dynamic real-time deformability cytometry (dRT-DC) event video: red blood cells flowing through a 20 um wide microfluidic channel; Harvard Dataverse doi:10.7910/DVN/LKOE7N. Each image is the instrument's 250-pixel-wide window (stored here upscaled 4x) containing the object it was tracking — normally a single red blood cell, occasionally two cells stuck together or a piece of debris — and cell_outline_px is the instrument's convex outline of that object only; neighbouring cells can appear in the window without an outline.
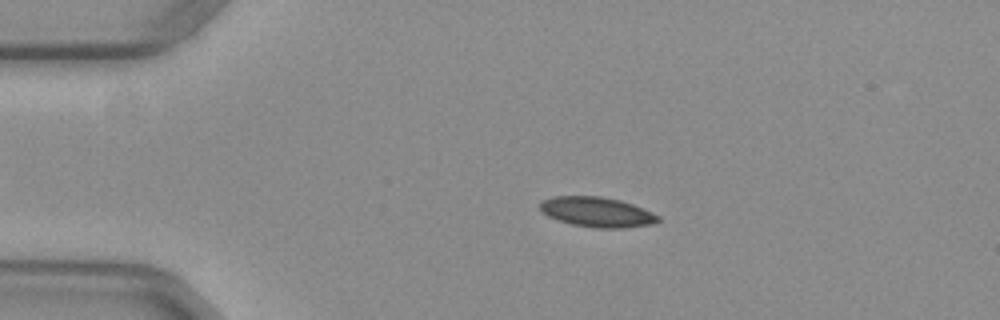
{"species": "common noctule bat (a hibernating species)", "species_latin": "Nyctalus noctula", "temperature_condition": "warm", "stored_images_in_passage": 52, "camera_frame_rate_fps": 3000, "um_per_image_px": 0.085, "animal": {"sex": "female", "body_mass_g": 29.2, "forearm_length_mm": 56.3}, "frame": {"image": 1, "passage_image": 11, "time_ms": 3.333, "image_size_px": [1000, 320], "cell_outline_px": [[660, 220], [652, 224], [624, 228], [596, 228], [572, 224], [556, 220], [540, 212], [540, 204], [544, 200], [552, 196], [600, 196], [620, 200], [632, 204], [652, 212], [660, 216]], "centroid_in_image_um": [50.73, 18.02], "position_along_channel_um": 34.3, "area_um2": 20.69}}
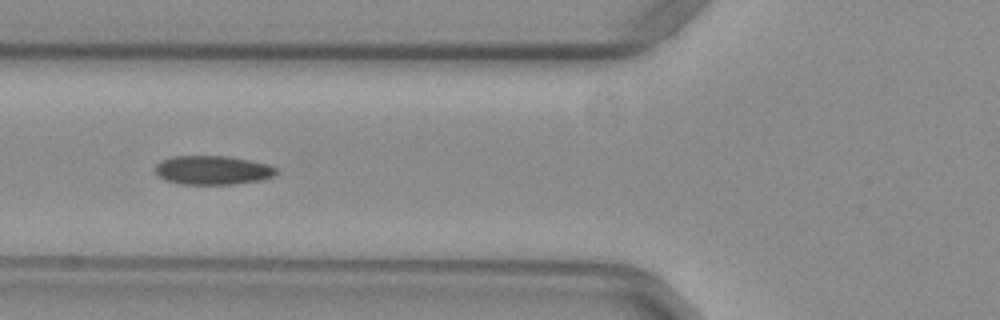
{"frame": {"image": 2, "passage_image": 20, "time_ms": 6.333, "image_size_px": [1000, 320], "cell_outline_px": [[276, 176], [260, 180], [236, 184], [180, 184], [164, 180], [156, 172], [156, 164], [160, 160], [172, 156], [228, 156], [268, 164], [276, 168]], "centroid_in_image_um": [18.07, 14.46], "position_along_channel_um": 107.7, "area_um2": 20.46}}
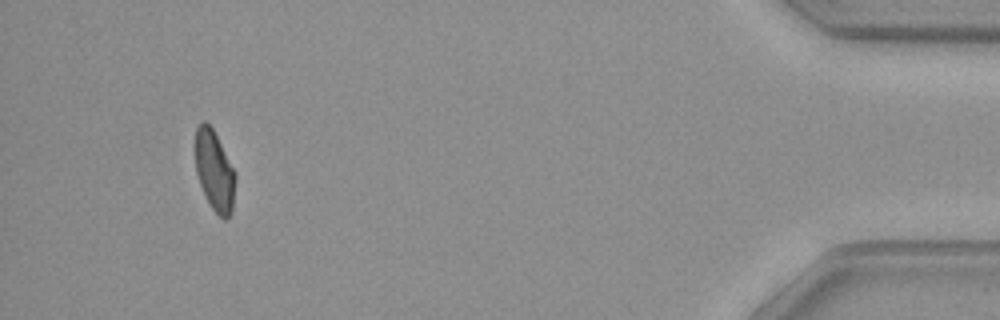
{"frame": {"image": 3, "passage_image": 49, "time_ms": 16.0, "image_size_px": [1000, 320], "cell_outline_px": [[236, 176], [232, 212], [228, 220], [224, 220], [212, 208], [200, 184], [196, 172], [192, 148], [196, 128], [200, 120], [204, 120], [212, 128], [236, 172]], "centroid_in_image_um": [18.2, 14.47], "position_along_channel_um": 417.0, "area_um2": 19.31}, "authors_computed_cell_mechanics": {"area_um2": 20.1722, "velocity_mm_per_s": 3.9577, "shape_relaxation_time_tau1_ms": null, "shape_relaxation_time_tau2_ms": 3.2302, "deformation_change_tau1": null, "deformation_change_tau2": 0.0819}}